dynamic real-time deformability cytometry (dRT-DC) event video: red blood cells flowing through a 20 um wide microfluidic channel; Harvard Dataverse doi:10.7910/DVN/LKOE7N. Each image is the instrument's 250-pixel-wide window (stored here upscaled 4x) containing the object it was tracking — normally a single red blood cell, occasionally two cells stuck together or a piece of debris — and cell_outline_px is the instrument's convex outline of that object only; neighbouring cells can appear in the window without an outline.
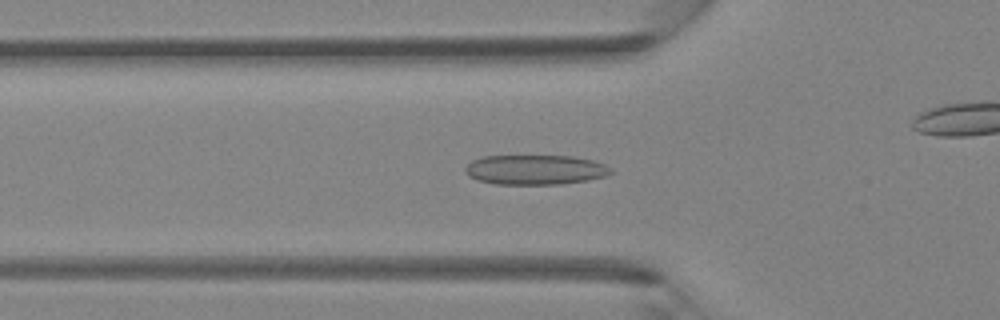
{"species": "Egyptian fruit bat (a non-hibernating species)", "species_latin": "Rousettus aegyptiacus", "temperature_condition": "room temperature", "stored_images_in_passage": 39, "camera_frame_rate_fps": 3000, "um_per_image_px": 0.085, "animal": {"sex": "female"}, "frame": {"image": 1, "passage_image": 9, "time_ms": 2.667, "image_size_px": [1000, 320], "cell_outline_px": [[612, 172], [604, 176], [588, 180], [560, 184], [496, 184], [480, 180], [468, 176], [464, 172], [464, 168], [472, 160], [480, 156], [572, 156], [592, 160], [604, 164], [612, 168]], "centroid_in_image_um": [45.47, 14.42], "position_along_channel_um": 80.3, "area_um2": 25.26}}
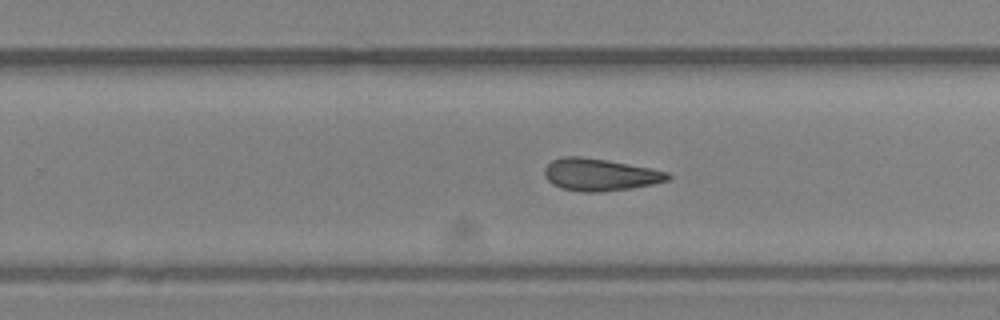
{"frame": {"image": 2, "passage_image": 22, "time_ms": 7.0, "image_size_px": [1000, 320], "cell_outline_px": [[672, 176], [668, 180], [652, 184], [632, 188], [604, 192], [580, 192], [560, 188], [552, 184], [544, 176], [544, 168], [552, 160], [564, 156], [580, 156], [608, 160], [652, 168], [668, 172]], "centroid_in_image_um": [50.98, 14.85], "position_along_channel_um": 278.8, "area_um2": 23.41}}
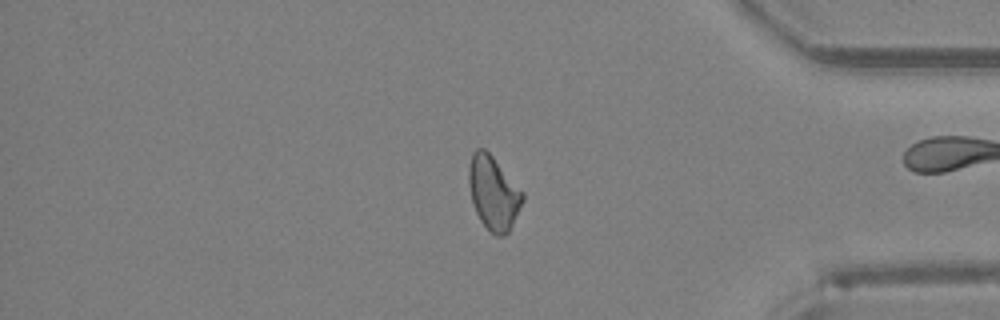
{"frame": {"image": 3, "passage_image": 31, "time_ms": 10.0, "image_size_px": [1000, 320], "cell_outline_px": [[524, 200], [508, 232], [504, 236], [496, 236], [480, 220], [476, 212], [472, 200], [468, 184], [468, 168], [472, 152], [476, 148], [484, 148], [492, 156], [524, 192]], "centroid_in_image_um": [41.93, 16.37], "position_along_channel_um": 393.3, "area_um2": 22.95}}